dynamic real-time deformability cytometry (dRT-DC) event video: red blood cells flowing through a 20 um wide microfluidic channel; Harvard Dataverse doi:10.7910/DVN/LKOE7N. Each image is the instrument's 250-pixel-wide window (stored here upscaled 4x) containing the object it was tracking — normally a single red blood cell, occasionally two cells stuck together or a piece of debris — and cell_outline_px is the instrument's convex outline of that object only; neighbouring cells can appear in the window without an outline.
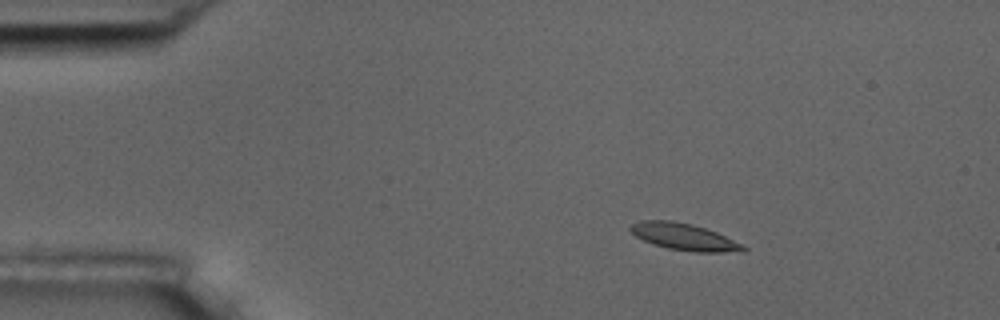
{"species": "common noctule bat (a hibernating species)", "species_latin": "Nyctalus noctula", "temperature_condition": "room temperature", "stored_images_in_passage": 4, "camera_frame_rate_fps": 3000, "um_per_image_px": 0.085, "animal": {"sex": "male", "body_mass_g": 17.5, "forearm_length_mm": 52.3}, "frame": {"image": 1, "passage_image": 2, "time_ms": 1.333, "image_size_px": [1000, 320], "cell_outline_px": [[748, 248], [744, 252], [696, 252], [668, 248], [652, 244], [636, 236], [628, 228], [632, 224], [640, 220], [672, 220], [692, 224], [716, 232]], "centroid_in_image_um": [58.12, 20.13], "position_along_channel_um": 26.9, "area_um2": 17.46}}